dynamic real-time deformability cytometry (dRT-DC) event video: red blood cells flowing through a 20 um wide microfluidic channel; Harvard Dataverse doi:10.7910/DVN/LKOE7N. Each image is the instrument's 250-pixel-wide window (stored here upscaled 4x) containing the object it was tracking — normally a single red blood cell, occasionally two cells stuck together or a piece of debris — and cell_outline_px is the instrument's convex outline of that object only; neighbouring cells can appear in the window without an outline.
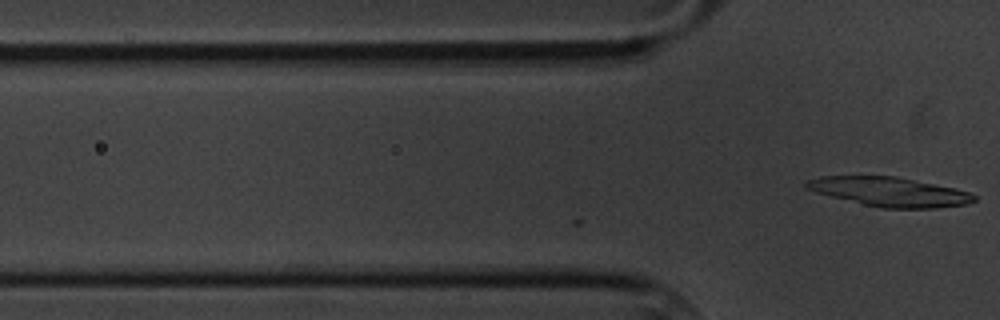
{"species": "common noctule bat (a hibernating species)", "species_latin": "Nyctalus noctula", "temperature_condition": "cold", "stored_images_in_passage": 6, "camera_frame_rate_fps": 3000, "um_per_image_px": 0.085, "animal": {"sex": "male", "body_mass_g": 20.1, "forearm_length_mm": 53.5}, "frame": {"image": 1, "passage_image": 6, "time_ms": 1.667, "image_size_px": [1000, 320], "cell_outline_px": [[976, 200], [968, 204], [936, 208], [884, 208], [864, 204], [816, 192], [808, 188], [804, 184], [808, 180], [820, 176], [896, 176], [956, 188], [968, 192], [976, 196]], "centroid_in_image_um": [75.67, 16.3], "position_along_channel_um": 50.1, "area_um2": 28.32}}